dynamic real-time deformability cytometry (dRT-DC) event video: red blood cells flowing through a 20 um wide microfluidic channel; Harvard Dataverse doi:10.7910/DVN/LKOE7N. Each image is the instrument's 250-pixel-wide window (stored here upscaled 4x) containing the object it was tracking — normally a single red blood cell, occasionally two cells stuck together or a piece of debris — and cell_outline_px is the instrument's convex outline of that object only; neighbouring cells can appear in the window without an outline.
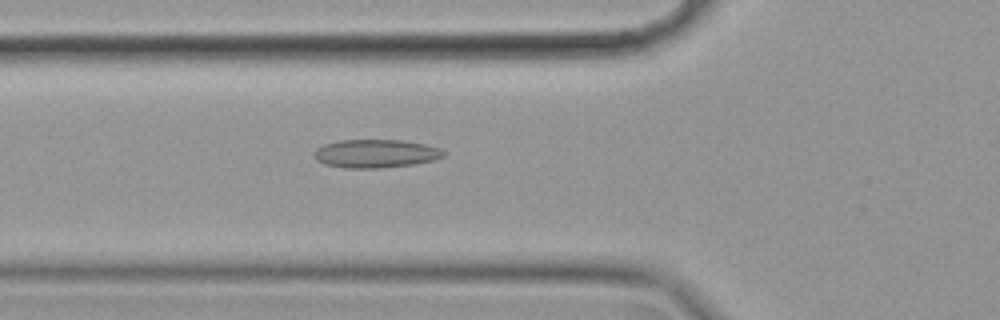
{"species": "common noctule bat (a hibernating species)", "species_latin": "Nyctalus noctula", "temperature_condition": "cold", "stored_images_in_passage": 4, "camera_frame_rate_fps": 3000, "um_per_image_px": 0.085, "animal": {"sex": "female", "body_mass_g": 19.9}, "frame": {"image": 1, "passage_image": 3, "time_ms": 0.667, "image_size_px": [1000, 320], "cell_outline_px": [[444, 156], [436, 160], [412, 164], [380, 168], [344, 168], [324, 164], [316, 160], [316, 148], [324, 144], [340, 140], [400, 140], [424, 144], [440, 148], [444, 152]], "centroid_in_image_um": [31.94, 13.06], "position_along_channel_um": 93.9, "area_um2": 21.27}}